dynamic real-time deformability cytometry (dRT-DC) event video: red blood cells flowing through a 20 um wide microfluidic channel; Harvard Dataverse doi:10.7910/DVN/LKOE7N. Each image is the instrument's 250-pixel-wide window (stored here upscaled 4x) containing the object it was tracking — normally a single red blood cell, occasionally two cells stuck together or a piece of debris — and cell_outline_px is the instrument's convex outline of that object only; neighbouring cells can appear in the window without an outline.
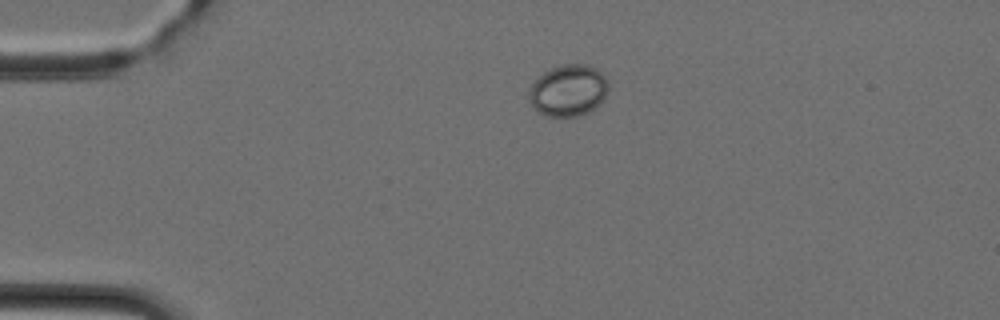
{"species": "Egyptian fruit bat (a non-hibernating species)", "species_latin": "Rousettus aegyptiacus", "temperature_condition": "cold", "stored_images_in_passage": 40, "camera_frame_rate_fps": 3000, "um_per_image_px": 0.085, "animal": {"sex": "female"}, "frame": {"image": 1, "passage_image": 2, "time_ms": 0.333, "image_size_px": [1000, 320], "cell_outline_px": [[608, 92], [596, 108], [580, 116], [544, 116], [532, 108], [528, 100], [528, 88], [544, 72], [560, 64], [588, 64], [604, 72], [608, 80]], "centroid_in_image_um": [48.31, 7.69], "position_along_channel_um": 36.7, "area_um2": 24.39}}
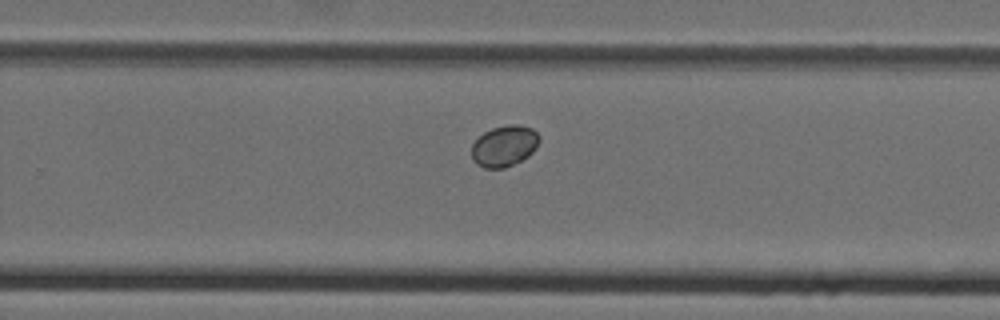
{"frame": {"image": 2, "passage_image": 23, "time_ms": 7.333, "image_size_px": [1000, 320], "cell_outline_px": [[540, 140], [536, 148], [528, 156], [504, 168], [484, 168], [476, 164], [472, 160], [472, 144], [484, 132], [492, 128], [508, 124], [520, 124], [532, 128], [540, 136]], "centroid_in_image_um": [42.87, 12.39], "position_along_channel_um": 286.9, "area_um2": 16.24}}
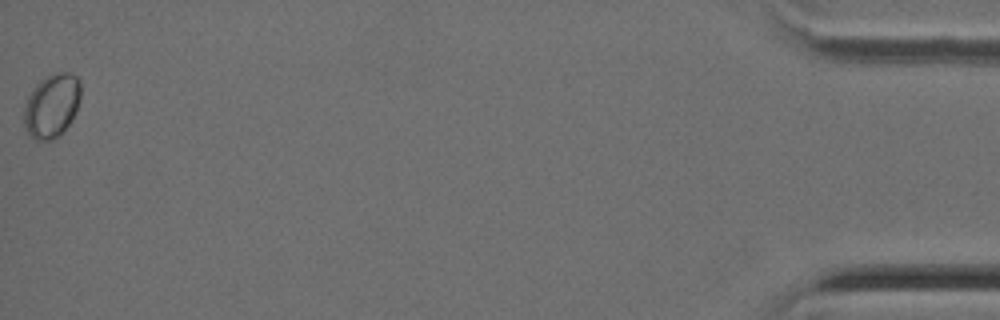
{"frame": {"image": 3, "passage_image": 40, "time_ms": 13.0, "image_size_px": [1000, 320], "cell_outline_px": [[80, 100], [76, 112], [72, 120], [52, 140], [36, 140], [24, 128], [24, 104], [32, 88], [44, 76], [56, 72], [68, 72], [76, 76], [80, 80]], "centroid_in_image_um": [4.39, 8.94], "position_along_channel_um": 430.8, "area_um2": 21.15}}